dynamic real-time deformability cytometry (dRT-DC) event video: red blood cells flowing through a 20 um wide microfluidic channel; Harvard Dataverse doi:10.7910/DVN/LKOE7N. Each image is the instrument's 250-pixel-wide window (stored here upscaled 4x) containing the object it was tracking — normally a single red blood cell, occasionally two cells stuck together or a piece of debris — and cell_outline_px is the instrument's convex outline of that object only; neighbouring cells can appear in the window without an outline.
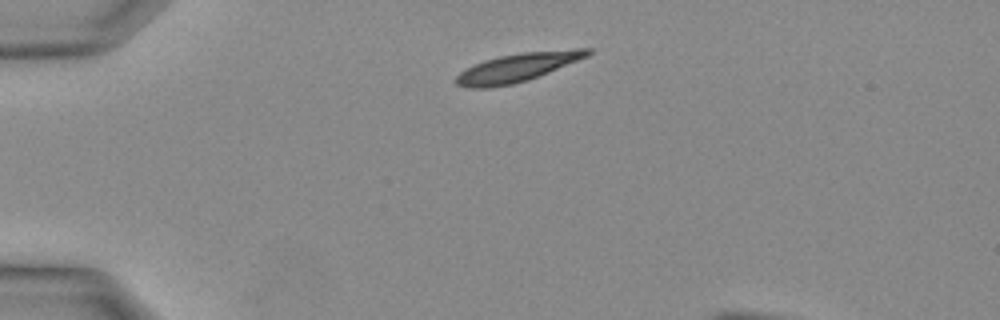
{"species": "Egyptian fruit bat (a non-hibernating species)", "species_latin": "Rousettus aegyptiacus", "temperature_condition": "warm", "stored_images_in_passage": 10, "camera_frame_rate_fps": 3000, "um_per_image_px": 0.085, "animal": {"sex": "female"}, "frame": {"image": 1, "passage_image": 1, "time_ms": 0.0, "image_size_px": [1000, 320], "cell_outline_px": [[592, 52], [588, 56], [540, 76], [528, 80], [512, 84], [492, 88], [468, 88], [456, 84], [456, 76], [460, 72], [484, 60], [500, 56], [520, 52], [576, 48], [592, 48]], "centroid_in_image_um": [44.02, 5.73], "position_along_channel_um": 41.0, "area_um2": 21.96}}
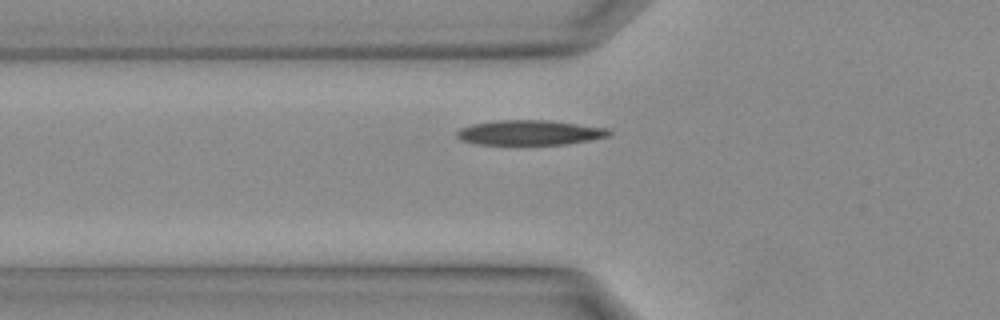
{"frame": {"image": 2, "passage_image": 5, "time_ms": 1.333, "image_size_px": [1000, 320], "cell_outline_px": [[612, 136], [568, 144], [476, 144], [460, 140], [456, 136], [456, 132], [460, 128], [472, 124], [496, 120], [548, 120], [608, 128], [612, 132]], "centroid_in_image_um": [45.04, 11.27], "position_along_channel_um": 80.8, "area_um2": 22.2}}